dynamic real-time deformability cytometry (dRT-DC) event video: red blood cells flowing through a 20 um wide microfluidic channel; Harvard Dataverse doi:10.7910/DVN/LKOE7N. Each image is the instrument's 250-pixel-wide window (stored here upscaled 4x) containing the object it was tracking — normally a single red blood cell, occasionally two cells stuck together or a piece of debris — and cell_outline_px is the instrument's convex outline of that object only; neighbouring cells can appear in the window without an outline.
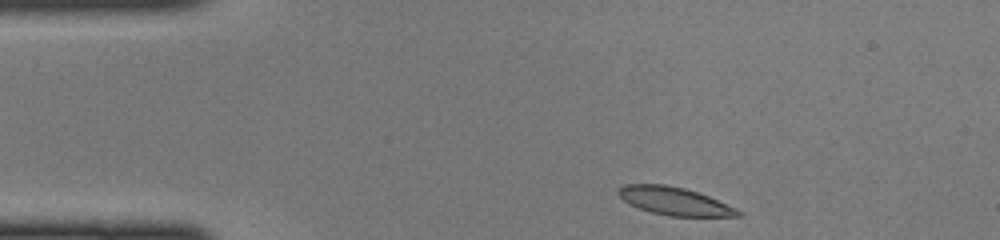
{"species": "common noctule bat (a hibernating species)", "species_latin": "Nyctalus noctula", "temperature_condition": "cold", "stored_images_in_passage": 40, "camera_frame_rate_fps": 3000, "um_per_image_px": 0.085, "animal": {"sex": "female", "body_mass_g": 22.0, "forearm_length_mm": 56.7}, "frame": {"image": 1, "passage_image": 1, "time_ms": 0.0, "image_size_px": [1000, 240], "cell_outline_px": [[740, 216], [668, 216], [652, 212], [628, 204], [616, 192], [616, 188], [624, 184], [664, 184], [684, 188], [708, 196], [736, 208], [740, 212]], "centroid_in_image_um": [57.26, 17.08], "position_along_channel_um": 27.7, "area_um2": 19.31}}
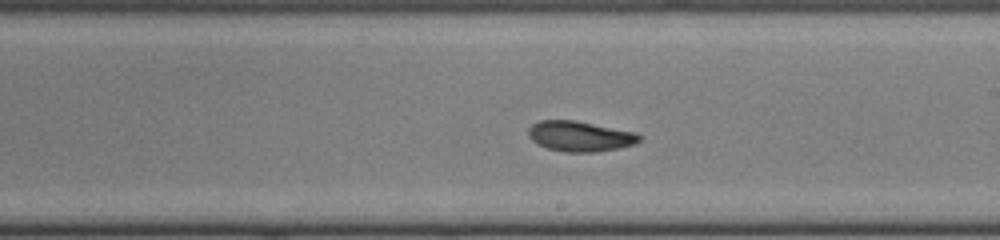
{"frame": {"image": 2, "passage_image": 20, "time_ms": 6.333, "image_size_px": [1000, 240], "cell_outline_px": [[644, 136], [636, 144], [596, 152], [564, 152], [548, 148], [536, 144], [528, 136], [528, 128], [532, 124], [540, 120], [576, 120], [632, 132]], "centroid_in_image_um": [49.26, 11.58], "position_along_channel_um": 239.7, "area_um2": 19.59}}
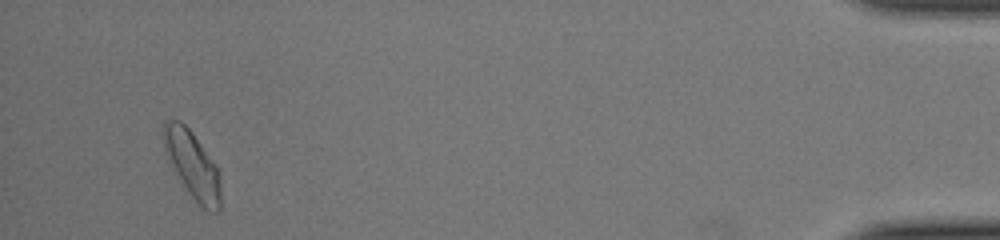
{"frame": {"image": 3, "passage_image": 38, "time_ms": 12.333, "image_size_px": [1000, 240], "cell_outline_px": [[220, 208], [216, 212], [208, 212], [188, 192], [164, 152], [164, 120], [180, 120], [192, 132], [216, 164], [220, 172]], "centroid_in_image_um": [16.38, 14.0], "position_along_channel_um": 418.8, "area_um2": 22.02}}